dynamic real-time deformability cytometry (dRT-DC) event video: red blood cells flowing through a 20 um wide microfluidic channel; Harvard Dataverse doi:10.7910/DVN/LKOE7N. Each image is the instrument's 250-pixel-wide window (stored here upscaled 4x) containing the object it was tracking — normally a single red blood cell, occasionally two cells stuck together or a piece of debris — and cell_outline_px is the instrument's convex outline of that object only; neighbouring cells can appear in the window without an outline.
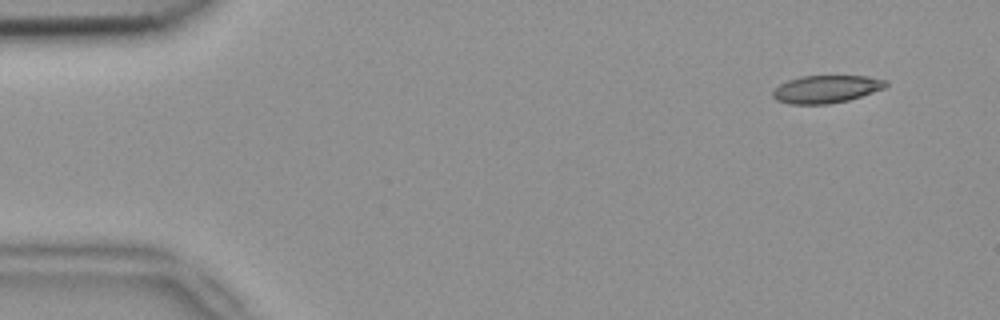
{"species": "common noctule bat (a hibernating species)", "species_latin": "Nyctalus noctula", "temperature_condition": "room temperature", "stored_images_in_passage": 6, "camera_frame_rate_fps": 3000, "um_per_image_px": 0.085, "animal": {"sex": "female", "body_mass_g": 18.4}, "frame": {"image": 1, "passage_image": 2, "time_ms": 0.333, "image_size_px": [1000, 320], "cell_outline_px": [[888, 84], [884, 88], [848, 100], [828, 104], [788, 104], [776, 100], [772, 96], [772, 92], [780, 84], [788, 80], [800, 76], [868, 76], [888, 80]], "centroid_in_image_um": [70.22, 7.57], "position_along_channel_um": 14.8, "area_um2": 18.21}}